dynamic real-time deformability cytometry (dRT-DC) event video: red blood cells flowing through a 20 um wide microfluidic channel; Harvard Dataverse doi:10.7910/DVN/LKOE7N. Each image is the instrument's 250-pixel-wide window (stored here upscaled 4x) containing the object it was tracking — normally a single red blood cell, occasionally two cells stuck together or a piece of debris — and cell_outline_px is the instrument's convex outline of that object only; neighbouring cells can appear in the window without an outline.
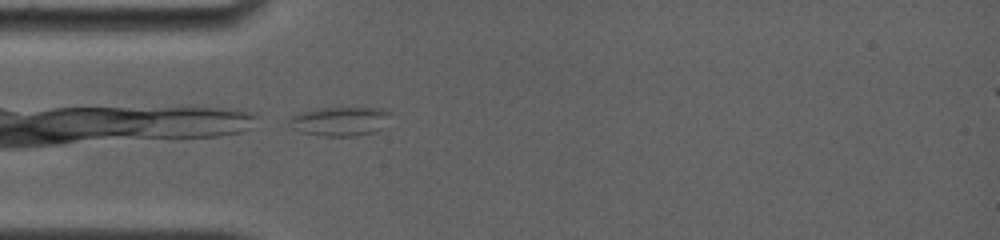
{"species": "common noctule bat (a hibernating species)", "species_latin": "Nyctalus noctula", "temperature_condition": "room temperature", "stored_images_in_passage": 17, "camera_frame_rate_fps": 4000, "um_per_image_px": 0.085, "animal": {"sex": "female", "body_mass_g": 19.0, "forearm_length_mm": 56.7}, "frame": {"image": 1, "passage_image": 1, "time_ms": 0.0, "image_size_px": [1000, 240], "cell_outline_px": [[392, 112], [388, 128], [376, 132], [356, 136], [324, 136], [300, 132], [288, 124], [288, 120], [292, 116], [300, 112], [316, 108], [380, 108]], "centroid_in_image_um": [28.99, 10.32], "position_along_channel_um": 56.0, "area_um2": 17.69}}
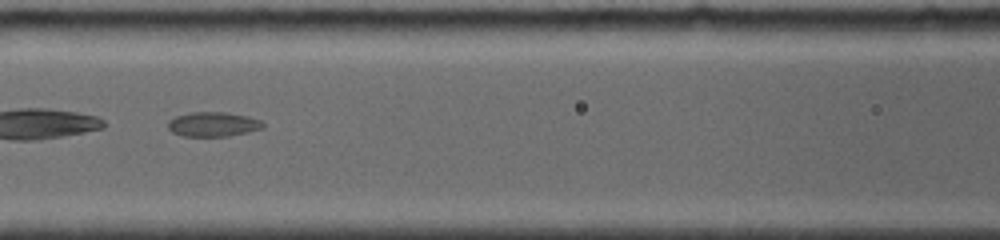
{"frame": {"image": 2, "passage_image": 6, "time_ms": 2.5, "image_size_px": [1000, 240], "cell_outline_px": [[264, 128], [248, 132], [228, 136], [184, 136], [172, 132], [168, 128], [168, 120], [176, 116], [192, 112], [224, 112], [248, 116], [260, 120], [264, 124]], "centroid_in_image_um": [18.12, 10.56], "position_along_channel_um": 148.5, "area_um2": 13.58}}
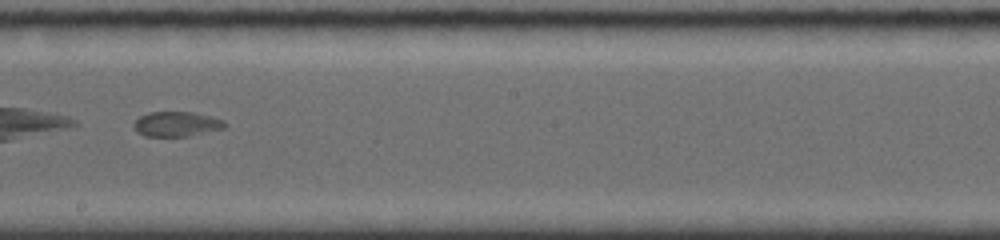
{"frame": {"image": 3, "passage_image": 11, "time_ms": 4.75, "image_size_px": [1000, 240], "cell_outline_px": [[228, 124], [224, 128], [188, 136], [144, 136], [136, 132], [132, 124], [140, 116], [148, 112], [192, 112], [212, 116], [224, 120]], "centroid_in_image_um": [15.0, 10.54], "position_along_channel_um": 233.2, "area_um2": 13.29}}